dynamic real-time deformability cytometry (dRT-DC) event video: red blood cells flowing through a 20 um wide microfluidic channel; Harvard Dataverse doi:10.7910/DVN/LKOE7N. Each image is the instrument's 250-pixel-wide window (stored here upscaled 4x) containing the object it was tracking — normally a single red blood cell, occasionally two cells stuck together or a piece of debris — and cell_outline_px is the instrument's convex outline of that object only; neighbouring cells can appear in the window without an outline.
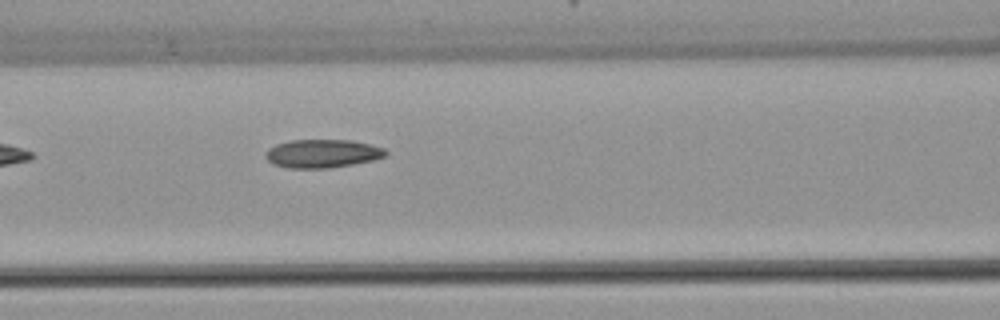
{"species": "common noctule bat (a hibernating species)", "species_latin": "Nyctalus noctula", "temperature_condition": "warm", "stored_images_in_passage": 7, "camera_frame_rate_fps": 3000, "um_per_image_px": 0.085, "animal": {"sex": "female", "body_mass_g": 22.7, "forearm_length_mm": 54.2}, "frame": {"image": 1, "passage_image": 7, "time_ms": 7.333, "image_size_px": [1000, 320], "cell_outline_px": [[388, 152], [384, 156], [372, 160], [352, 164], [328, 168], [288, 168], [272, 164], [264, 156], [264, 152], [268, 148], [276, 144], [292, 140], [352, 140], [384, 148]], "centroid_in_image_um": [27.35, 13.05], "position_along_channel_um": 139.3, "area_um2": 19.83}}